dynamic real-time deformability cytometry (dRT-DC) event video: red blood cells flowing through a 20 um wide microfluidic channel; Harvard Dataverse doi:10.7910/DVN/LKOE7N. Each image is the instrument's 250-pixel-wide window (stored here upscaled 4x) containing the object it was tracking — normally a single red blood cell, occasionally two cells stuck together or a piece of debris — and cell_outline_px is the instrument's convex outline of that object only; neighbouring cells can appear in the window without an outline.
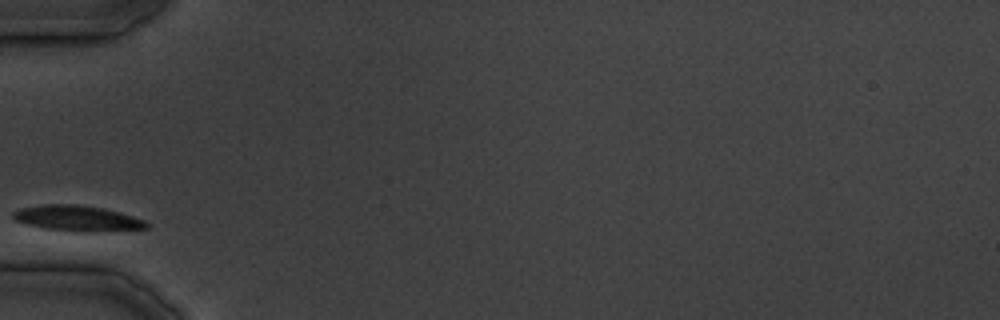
{"species": "common noctule bat (a hibernating species)", "species_latin": "Nyctalus noctula", "temperature_condition": "cold", "stored_images_in_passage": 21, "camera_frame_rate_fps": 3000, "um_per_image_px": 0.085, "animal": {"sex": "male", "body_mass_g": 19.5, "forearm_length_mm": 54.6}, "frame": {"image": 1, "passage_image": 1, "time_ms": 0.0, "image_size_px": [1000, 320], "cell_outline_px": [[152, 228], [44, 228], [24, 224], [12, 220], [12, 212], [16, 208], [44, 204], [76, 204], [104, 208], [120, 212], [144, 220]], "centroid_in_image_um": [6.39, 18.46], "position_along_channel_um": 78.6, "area_um2": 18.55}}
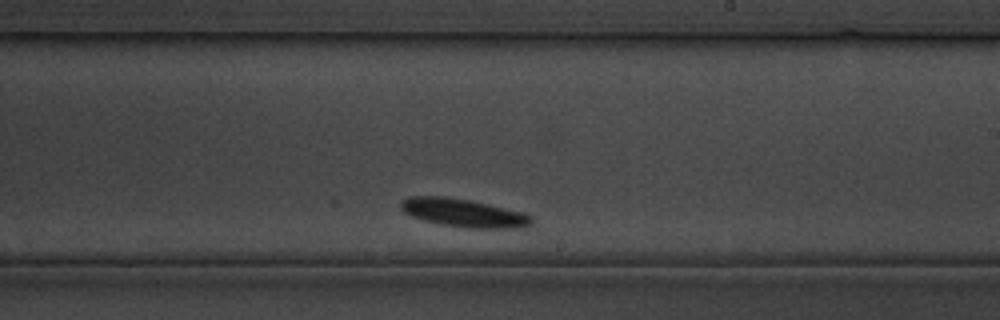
{"frame": {"image": 2, "passage_image": 12, "time_ms": 13.667, "image_size_px": [1000, 320], "cell_outline_px": [[532, 224], [520, 228], [468, 228], [440, 224], [424, 220], [412, 216], [404, 212], [400, 208], [400, 200], [408, 196], [444, 196], [468, 200], [488, 204], [524, 212], [532, 216]], "centroid_in_image_um": [39.39, 18.09], "position_along_channel_um": 249.6, "area_um2": 21.56}}